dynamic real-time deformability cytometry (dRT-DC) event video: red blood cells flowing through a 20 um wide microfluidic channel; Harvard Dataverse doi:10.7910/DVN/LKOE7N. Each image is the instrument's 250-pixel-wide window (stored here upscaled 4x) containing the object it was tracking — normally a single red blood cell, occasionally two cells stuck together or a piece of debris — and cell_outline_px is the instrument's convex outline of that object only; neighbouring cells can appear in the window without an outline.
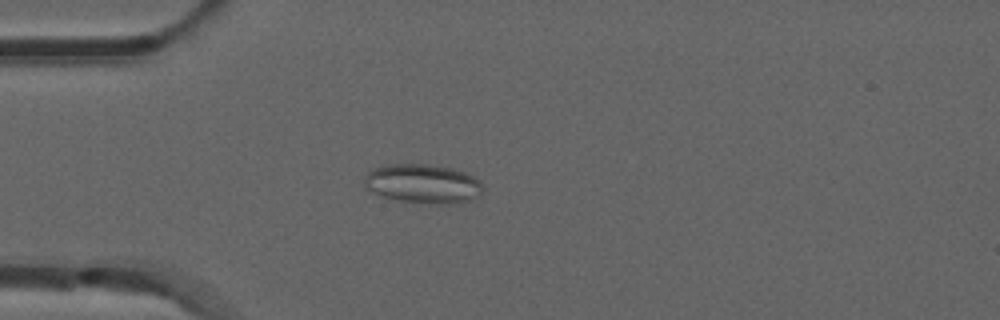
{"species": "common noctule bat (a hibernating species)", "species_latin": "Nyctalus noctula", "temperature_condition": "room temperature", "stored_images_in_passage": 53, "camera_frame_rate_fps": 3000, "um_per_image_px": 0.085, "animal": {"sex": "male", "forearm_length_mm": 52.5}, "frame": {"image": 1, "passage_image": 15, "time_ms": 4.667, "image_size_px": [1000, 320], "cell_outline_px": [[484, 188], [472, 200], [460, 204], [420, 204], [380, 196], [372, 192], [364, 184], [364, 176], [368, 172], [376, 168], [388, 164], [428, 164], [452, 168], [464, 172], [480, 180]], "centroid_in_image_um": [35.97, 15.63], "position_along_channel_um": 49.0, "area_um2": 27.34}}
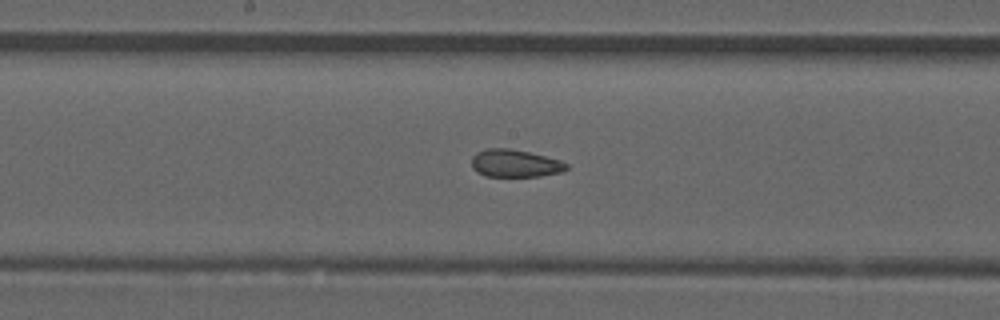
{"frame": {"image": 2, "passage_image": 28, "time_ms": 9.0, "image_size_px": [1000, 320], "cell_outline_px": [[568, 168], [560, 172], [540, 176], [484, 176], [476, 172], [472, 168], [472, 156], [476, 152], [484, 148], [508, 148], [528, 152], [560, 160], [568, 164]], "centroid_in_image_um": [43.73, 13.88], "position_along_channel_um": 204.5, "area_um2": 15.26}}
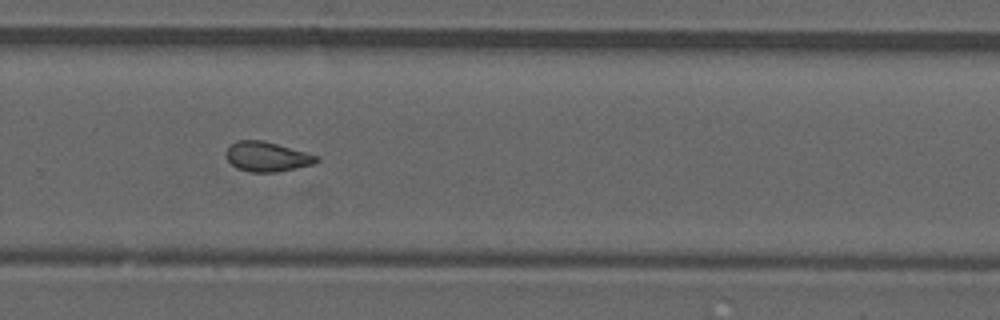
{"frame": {"image": 3, "passage_image": 36, "time_ms": 11.667, "image_size_px": [1000, 320], "cell_outline_px": [[320, 160], [316, 164], [276, 172], [248, 172], [236, 168], [224, 156], [224, 152], [236, 140], [264, 140], [320, 156]], "centroid_in_image_um": [22.71, 13.32], "position_along_channel_um": 307.1, "area_um2": 15.95}, "authors_computed_cell_mechanics": {"area_um2": 16.2996, "velocity_mm_per_s": 3.8713, "shape_relaxation_time_tau1_ms": null, "shape_relaxation_time_tau2_ms": 1.9276, "deformation_change_tau1": null, "deformation_change_tau2": 0.0881}}